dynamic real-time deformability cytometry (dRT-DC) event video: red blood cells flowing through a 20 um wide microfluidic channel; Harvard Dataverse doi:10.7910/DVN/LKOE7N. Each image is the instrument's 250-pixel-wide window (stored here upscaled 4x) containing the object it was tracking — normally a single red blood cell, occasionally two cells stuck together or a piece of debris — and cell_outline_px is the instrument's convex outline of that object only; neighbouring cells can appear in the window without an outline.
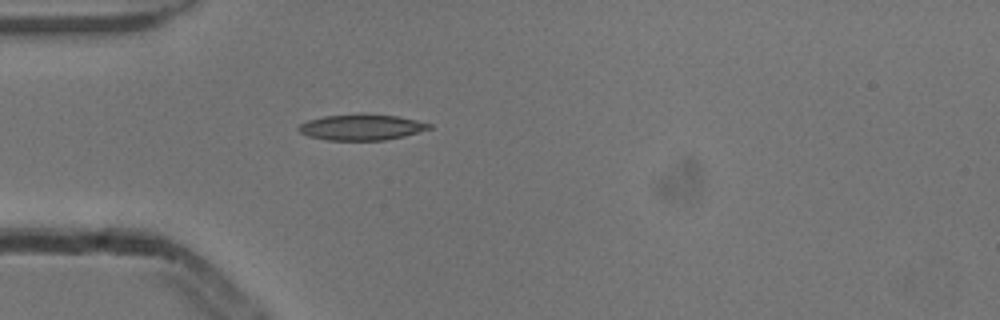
{"species": "common noctule bat (a hibernating species)", "species_latin": "Nyctalus noctula", "temperature_condition": "cold", "stored_images_in_passage": 33, "camera_frame_rate_fps": 3000, "um_per_image_px": 0.085, "animal": {"sex": "male", "body_mass_g": 13.3}, "frame": {"image": 1, "passage_image": 1, "time_ms": 0.0, "image_size_px": [1000, 320], "cell_outline_px": [[432, 128], [404, 136], [384, 140], [328, 140], [308, 136], [300, 132], [296, 128], [300, 124], [308, 120], [324, 116], [360, 112], [364, 112], [396, 116], [416, 120], [432, 124]], "centroid_in_image_um": [30.71, 10.79], "position_along_channel_um": 54.3, "area_um2": 20.0}}
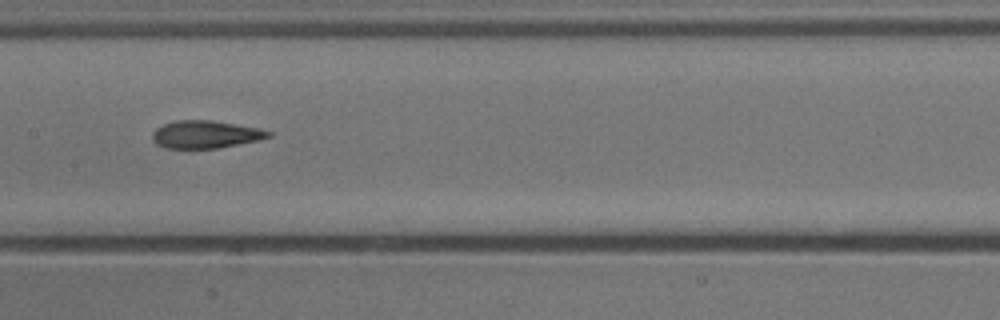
{"frame": {"image": 2, "passage_image": 12, "time_ms": 3.667, "image_size_px": [1000, 320], "cell_outline_px": [[272, 136], [256, 140], [216, 148], [164, 148], [156, 144], [152, 140], [152, 132], [156, 128], [164, 124], [176, 120], [212, 120], [260, 128], [272, 132]], "centroid_in_image_um": [17.43, 11.41], "position_along_channel_um": 190.0, "area_um2": 18.61}}
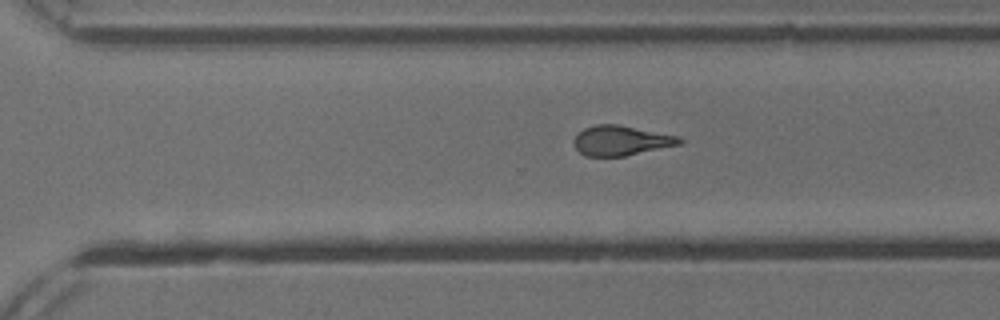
{"frame": {"image": 3, "passage_image": 22, "time_ms": 7.0, "image_size_px": [1000, 320], "cell_outline_px": [[684, 140], [680, 144], [624, 156], [584, 156], [576, 148], [576, 136], [584, 128], [596, 124], [616, 124], [680, 136]], "centroid_in_image_um": [52.82, 11.94], "position_along_channel_um": 317.8, "area_um2": 18.09}, "authors_computed_cell_mechanics": {"area_um2": 18.496, "velocity_mm_per_s": 3.8646, "shape_relaxation_time_tau1_ms": 4.9991, "shape_relaxation_time_tau2_ms": 3.2205, "deformation_change_tau1": 0.1755, "deformation_change_tau2": 0.1254}}